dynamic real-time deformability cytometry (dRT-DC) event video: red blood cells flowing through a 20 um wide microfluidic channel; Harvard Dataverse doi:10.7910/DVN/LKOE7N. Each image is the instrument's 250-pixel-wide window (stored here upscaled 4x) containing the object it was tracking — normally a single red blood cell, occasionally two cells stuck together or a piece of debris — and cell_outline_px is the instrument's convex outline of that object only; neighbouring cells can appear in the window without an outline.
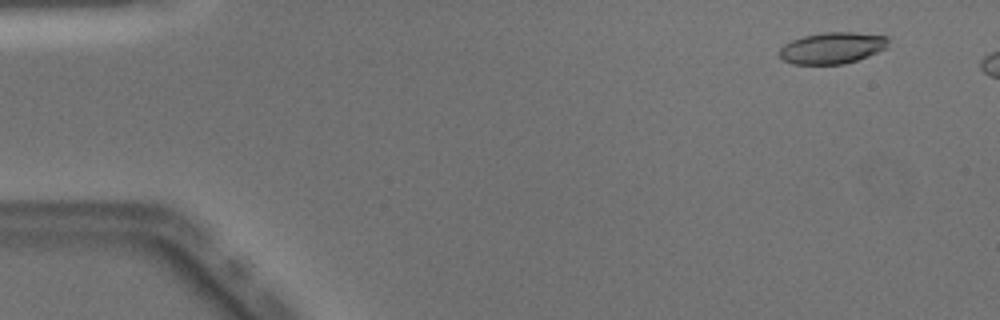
{"species": "Egyptian fruit bat (a non-hibernating species)", "species_latin": "Rousettus aegyptiacus", "temperature_condition": "warm", "stored_images_in_passage": 10, "camera_frame_rate_fps": 3000, "um_per_image_px": 0.085, "animal": {"sex": "male"}, "frame": {"image": 1, "passage_image": 4, "time_ms": 1.0, "image_size_px": [1000, 320], "cell_outline_px": [[888, 48], [868, 56], [844, 64], [792, 64], [784, 60], [780, 56], [780, 48], [784, 44], [792, 40], [804, 36], [824, 32], [856, 32], [888, 36]], "centroid_in_image_um": [70.77, 4.07], "position_along_channel_um": 14.2, "area_um2": 20.0}}